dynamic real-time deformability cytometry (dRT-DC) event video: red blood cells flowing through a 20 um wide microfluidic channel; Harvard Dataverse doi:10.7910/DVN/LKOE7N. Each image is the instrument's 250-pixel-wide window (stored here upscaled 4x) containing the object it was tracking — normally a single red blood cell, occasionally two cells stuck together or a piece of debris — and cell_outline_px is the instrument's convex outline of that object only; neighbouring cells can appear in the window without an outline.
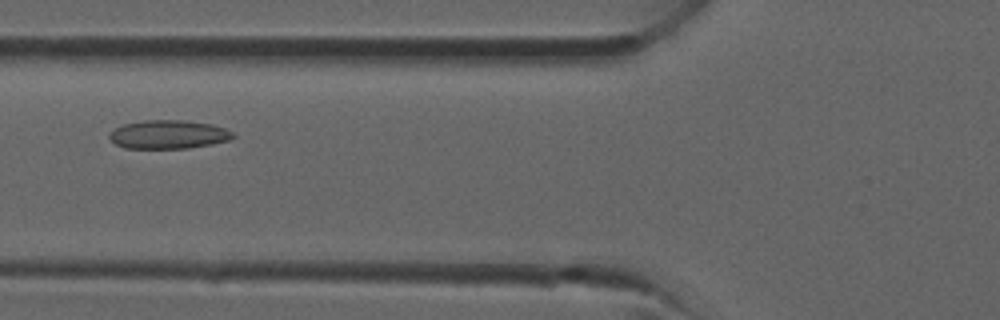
{"species": "common noctule bat (a hibernating species)", "species_latin": "Nyctalus noctula", "temperature_condition": "room temperature", "stored_images_in_passage": 4, "camera_frame_rate_fps": 3000, "um_per_image_px": 0.085, "animal": {"sex": "male", "forearm_length_mm": 52.5}, "frame": {"image": 1, "passage_image": 4, "time_ms": 1.0, "image_size_px": [1000, 320], "cell_outline_px": [[236, 136], [232, 140], [212, 144], [188, 148], [124, 148], [116, 144], [108, 136], [116, 128], [124, 124], [144, 120], [184, 120], [212, 124], [224, 128], [232, 132]], "centroid_in_image_um": [14.37, 11.43], "position_along_channel_um": 111.4, "area_um2": 20.58}}